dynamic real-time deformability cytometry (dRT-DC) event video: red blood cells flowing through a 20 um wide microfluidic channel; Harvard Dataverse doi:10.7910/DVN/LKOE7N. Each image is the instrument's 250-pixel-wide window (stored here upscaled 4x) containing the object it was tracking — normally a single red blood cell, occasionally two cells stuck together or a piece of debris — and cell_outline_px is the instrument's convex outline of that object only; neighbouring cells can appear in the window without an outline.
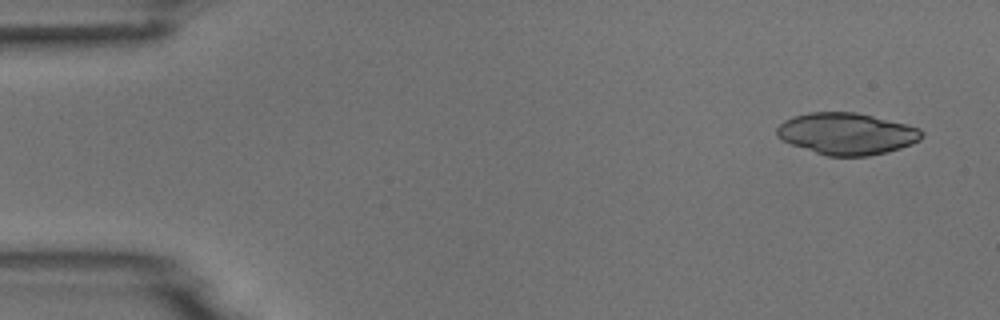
{"species": "common noctule bat (a hibernating species)", "species_latin": "Nyctalus noctula", "temperature_condition": "room temperature", "stored_images_in_passage": 4, "camera_frame_rate_fps": 3000, "um_per_image_px": 0.085, "animal": {"sex": "male", "body_mass_g": 18.8}, "frame": {"image": 1, "passage_image": 1, "time_ms": 0.0, "image_size_px": [1000, 320], "cell_outline_px": [[924, 136], [920, 140], [912, 144], [900, 148], [868, 156], [828, 156], [792, 144], [776, 136], [776, 128], [784, 120], [808, 112], [856, 112], [920, 128], [924, 132]], "centroid_in_image_um": [71.98, 11.36], "position_along_channel_um": 13.0, "area_um2": 34.91}}